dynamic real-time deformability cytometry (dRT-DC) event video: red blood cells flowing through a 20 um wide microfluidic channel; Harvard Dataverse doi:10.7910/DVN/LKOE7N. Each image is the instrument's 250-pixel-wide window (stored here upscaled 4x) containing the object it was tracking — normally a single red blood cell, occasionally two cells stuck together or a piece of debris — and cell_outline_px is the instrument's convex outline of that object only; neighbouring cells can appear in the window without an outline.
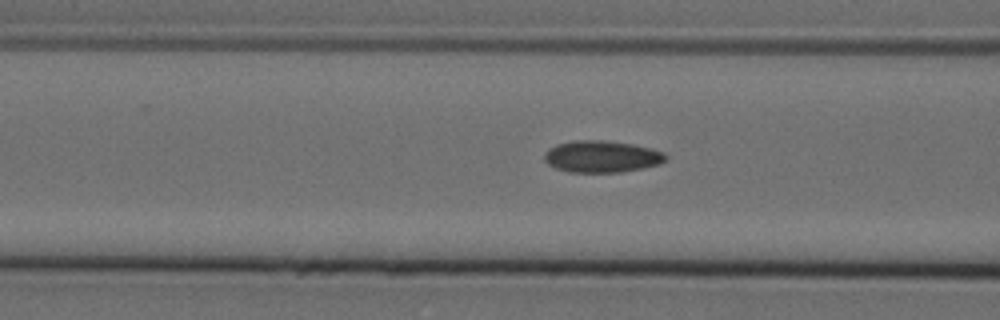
{"species": "Egyptian fruit bat (a non-hibernating species)", "species_latin": "Rousettus aegyptiacus", "temperature_condition": "cold", "stored_images_in_passage": 8, "camera_frame_rate_fps": 3000, "um_per_image_px": 0.085, "animal": {"sex": "female"}, "frame": {"image": 1, "passage_image": 5, "time_ms": 1.333, "image_size_px": [1000, 320], "cell_outline_px": [[668, 156], [660, 164], [644, 168], [620, 172], [568, 172], [556, 168], [548, 164], [544, 160], [544, 152], [548, 148], [556, 144], [572, 140], [604, 140], [632, 144], [652, 148], [664, 152]], "centroid_in_image_um": [51.13, 13.3], "position_along_channel_um": 115.5, "area_um2": 22.72}}